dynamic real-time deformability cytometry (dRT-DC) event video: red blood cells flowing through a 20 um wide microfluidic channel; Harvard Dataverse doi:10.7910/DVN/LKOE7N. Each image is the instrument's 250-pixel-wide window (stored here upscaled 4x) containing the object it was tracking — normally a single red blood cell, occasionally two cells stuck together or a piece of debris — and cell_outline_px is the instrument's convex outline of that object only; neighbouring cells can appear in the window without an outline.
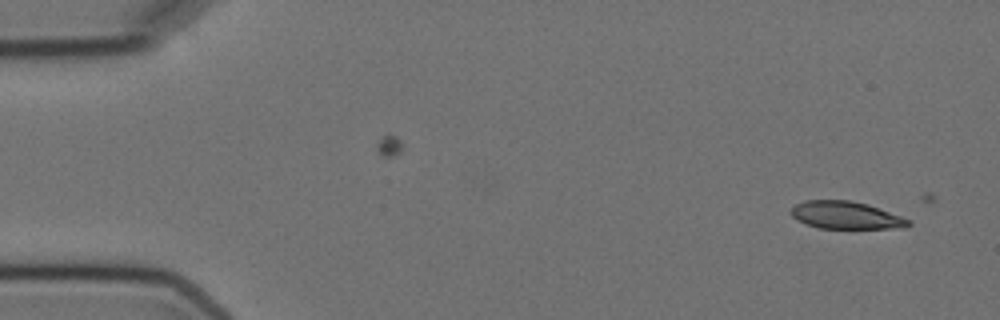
{"species": "Egyptian fruit bat (a non-hibernating species)", "species_latin": "Rousettus aegyptiacus", "temperature_condition": "cold", "stored_images_in_passage": 3, "camera_frame_rate_fps": 3000, "um_per_image_px": 0.085, "animal": {"sex": "female"}, "frame": {"image": 1, "passage_image": 3, "time_ms": 2.333, "image_size_px": [1000, 320], "cell_outline_px": [[912, 224], [904, 228], [820, 228], [796, 220], [788, 212], [796, 204], [804, 200], [852, 200], [868, 204], [912, 220]], "centroid_in_image_um": [71.91, 18.29], "position_along_channel_um": 13.1, "area_um2": 18.96}}